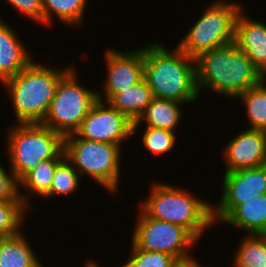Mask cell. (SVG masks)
<instances>
[{
  "instance_id": "cell-26",
  "label": "cell",
  "mask_w": 266,
  "mask_h": 267,
  "mask_svg": "<svg viewBox=\"0 0 266 267\" xmlns=\"http://www.w3.org/2000/svg\"><path fill=\"white\" fill-rule=\"evenodd\" d=\"M131 253L128 261L121 267H175L179 261L172 255L164 252L145 251L131 244Z\"/></svg>"
},
{
  "instance_id": "cell-11",
  "label": "cell",
  "mask_w": 266,
  "mask_h": 267,
  "mask_svg": "<svg viewBox=\"0 0 266 267\" xmlns=\"http://www.w3.org/2000/svg\"><path fill=\"white\" fill-rule=\"evenodd\" d=\"M75 133L83 139L121 146L132 137L133 122L108 102L98 99Z\"/></svg>"
},
{
  "instance_id": "cell-9",
  "label": "cell",
  "mask_w": 266,
  "mask_h": 267,
  "mask_svg": "<svg viewBox=\"0 0 266 267\" xmlns=\"http://www.w3.org/2000/svg\"><path fill=\"white\" fill-rule=\"evenodd\" d=\"M131 242L145 251L164 252L179 262L194 258L189 253L198 240L184 227L147 217L139 210Z\"/></svg>"
},
{
  "instance_id": "cell-19",
  "label": "cell",
  "mask_w": 266,
  "mask_h": 267,
  "mask_svg": "<svg viewBox=\"0 0 266 267\" xmlns=\"http://www.w3.org/2000/svg\"><path fill=\"white\" fill-rule=\"evenodd\" d=\"M153 94L145 79L124 91L116 93L108 103L132 122H136L151 103Z\"/></svg>"
},
{
  "instance_id": "cell-29",
  "label": "cell",
  "mask_w": 266,
  "mask_h": 267,
  "mask_svg": "<svg viewBox=\"0 0 266 267\" xmlns=\"http://www.w3.org/2000/svg\"><path fill=\"white\" fill-rule=\"evenodd\" d=\"M7 3L16 11L21 13L23 16H27L31 20L44 24V9L43 0H5Z\"/></svg>"
},
{
  "instance_id": "cell-16",
  "label": "cell",
  "mask_w": 266,
  "mask_h": 267,
  "mask_svg": "<svg viewBox=\"0 0 266 267\" xmlns=\"http://www.w3.org/2000/svg\"><path fill=\"white\" fill-rule=\"evenodd\" d=\"M222 223L242 229L246 234H266V194L239 205Z\"/></svg>"
},
{
  "instance_id": "cell-23",
  "label": "cell",
  "mask_w": 266,
  "mask_h": 267,
  "mask_svg": "<svg viewBox=\"0 0 266 267\" xmlns=\"http://www.w3.org/2000/svg\"><path fill=\"white\" fill-rule=\"evenodd\" d=\"M243 102L246 108L250 127L266 131V77L256 86L241 93L236 99Z\"/></svg>"
},
{
  "instance_id": "cell-24",
  "label": "cell",
  "mask_w": 266,
  "mask_h": 267,
  "mask_svg": "<svg viewBox=\"0 0 266 267\" xmlns=\"http://www.w3.org/2000/svg\"><path fill=\"white\" fill-rule=\"evenodd\" d=\"M80 174L72 166V164L64 158L55 169V173L52 179V184L49 192L43 198H53L57 195H66L73 193L78 190L81 179ZM80 181V182H79Z\"/></svg>"
},
{
  "instance_id": "cell-5",
  "label": "cell",
  "mask_w": 266,
  "mask_h": 267,
  "mask_svg": "<svg viewBox=\"0 0 266 267\" xmlns=\"http://www.w3.org/2000/svg\"><path fill=\"white\" fill-rule=\"evenodd\" d=\"M7 133L9 167L18 182L40 162L65 158L64 137L40 123H16Z\"/></svg>"
},
{
  "instance_id": "cell-8",
  "label": "cell",
  "mask_w": 266,
  "mask_h": 267,
  "mask_svg": "<svg viewBox=\"0 0 266 267\" xmlns=\"http://www.w3.org/2000/svg\"><path fill=\"white\" fill-rule=\"evenodd\" d=\"M73 66L60 80L49 109L40 123L63 137L75 133L93 104L98 100L95 89L80 85Z\"/></svg>"
},
{
  "instance_id": "cell-17",
  "label": "cell",
  "mask_w": 266,
  "mask_h": 267,
  "mask_svg": "<svg viewBox=\"0 0 266 267\" xmlns=\"http://www.w3.org/2000/svg\"><path fill=\"white\" fill-rule=\"evenodd\" d=\"M28 240L23 230L0 237V267H44Z\"/></svg>"
},
{
  "instance_id": "cell-21",
  "label": "cell",
  "mask_w": 266,
  "mask_h": 267,
  "mask_svg": "<svg viewBox=\"0 0 266 267\" xmlns=\"http://www.w3.org/2000/svg\"><path fill=\"white\" fill-rule=\"evenodd\" d=\"M87 2L88 0H43L44 25L52 26L53 17H58L60 22L69 27H79L84 21Z\"/></svg>"
},
{
  "instance_id": "cell-30",
  "label": "cell",
  "mask_w": 266,
  "mask_h": 267,
  "mask_svg": "<svg viewBox=\"0 0 266 267\" xmlns=\"http://www.w3.org/2000/svg\"><path fill=\"white\" fill-rule=\"evenodd\" d=\"M175 267H204L196 258L179 262Z\"/></svg>"
},
{
  "instance_id": "cell-3",
  "label": "cell",
  "mask_w": 266,
  "mask_h": 267,
  "mask_svg": "<svg viewBox=\"0 0 266 267\" xmlns=\"http://www.w3.org/2000/svg\"><path fill=\"white\" fill-rule=\"evenodd\" d=\"M149 189V197L139 203L147 217L180 225L198 241L206 229L214 225L213 205L193 192L158 181Z\"/></svg>"
},
{
  "instance_id": "cell-4",
  "label": "cell",
  "mask_w": 266,
  "mask_h": 267,
  "mask_svg": "<svg viewBox=\"0 0 266 267\" xmlns=\"http://www.w3.org/2000/svg\"><path fill=\"white\" fill-rule=\"evenodd\" d=\"M73 67L52 69L32 61L2 82L14 106L17 124L41 123L56 93L59 80Z\"/></svg>"
},
{
  "instance_id": "cell-7",
  "label": "cell",
  "mask_w": 266,
  "mask_h": 267,
  "mask_svg": "<svg viewBox=\"0 0 266 267\" xmlns=\"http://www.w3.org/2000/svg\"><path fill=\"white\" fill-rule=\"evenodd\" d=\"M241 3H211L177 45L189 57L235 42L236 18Z\"/></svg>"
},
{
  "instance_id": "cell-28",
  "label": "cell",
  "mask_w": 266,
  "mask_h": 267,
  "mask_svg": "<svg viewBox=\"0 0 266 267\" xmlns=\"http://www.w3.org/2000/svg\"><path fill=\"white\" fill-rule=\"evenodd\" d=\"M0 164V202L23 201L19 196V182L14 173Z\"/></svg>"
},
{
  "instance_id": "cell-20",
  "label": "cell",
  "mask_w": 266,
  "mask_h": 267,
  "mask_svg": "<svg viewBox=\"0 0 266 267\" xmlns=\"http://www.w3.org/2000/svg\"><path fill=\"white\" fill-rule=\"evenodd\" d=\"M63 159H48L40 162L33 170L29 171L20 181H19V196L23 202L30 206L29 200L32 194L35 196L44 197L50 190L52 179L55 173L56 166ZM21 188H26L25 193L22 194ZM32 193V194H31Z\"/></svg>"
},
{
  "instance_id": "cell-15",
  "label": "cell",
  "mask_w": 266,
  "mask_h": 267,
  "mask_svg": "<svg viewBox=\"0 0 266 267\" xmlns=\"http://www.w3.org/2000/svg\"><path fill=\"white\" fill-rule=\"evenodd\" d=\"M15 30L0 18V83L15 76L32 61L27 46Z\"/></svg>"
},
{
  "instance_id": "cell-27",
  "label": "cell",
  "mask_w": 266,
  "mask_h": 267,
  "mask_svg": "<svg viewBox=\"0 0 266 267\" xmlns=\"http://www.w3.org/2000/svg\"><path fill=\"white\" fill-rule=\"evenodd\" d=\"M142 137L143 147L156 155L165 154L174 149L176 134L173 131L157 128L145 127Z\"/></svg>"
},
{
  "instance_id": "cell-32",
  "label": "cell",
  "mask_w": 266,
  "mask_h": 267,
  "mask_svg": "<svg viewBox=\"0 0 266 267\" xmlns=\"http://www.w3.org/2000/svg\"><path fill=\"white\" fill-rule=\"evenodd\" d=\"M214 3H227V1L226 0L225 1L224 0H216V1L214 0Z\"/></svg>"
},
{
  "instance_id": "cell-25",
  "label": "cell",
  "mask_w": 266,
  "mask_h": 267,
  "mask_svg": "<svg viewBox=\"0 0 266 267\" xmlns=\"http://www.w3.org/2000/svg\"><path fill=\"white\" fill-rule=\"evenodd\" d=\"M28 206L23 201L0 202V237L21 232Z\"/></svg>"
},
{
  "instance_id": "cell-12",
  "label": "cell",
  "mask_w": 266,
  "mask_h": 267,
  "mask_svg": "<svg viewBox=\"0 0 266 267\" xmlns=\"http://www.w3.org/2000/svg\"><path fill=\"white\" fill-rule=\"evenodd\" d=\"M104 58L108 73L103 90L97 92L99 100L108 102L116 93L144 79V46L127 51L109 48Z\"/></svg>"
},
{
  "instance_id": "cell-22",
  "label": "cell",
  "mask_w": 266,
  "mask_h": 267,
  "mask_svg": "<svg viewBox=\"0 0 266 267\" xmlns=\"http://www.w3.org/2000/svg\"><path fill=\"white\" fill-rule=\"evenodd\" d=\"M236 249L233 267H266V234H246Z\"/></svg>"
},
{
  "instance_id": "cell-10",
  "label": "cell",
  "mask_w": 266,
  "mask_h": 267,
  "mask_svg": "<svg viewBox=\"0 0 266 267\" xmlns=\"http://www.w3.org/2000/svg\"><path fill=\"white\" fill-rule=\"evenodd\" d=\"M222 193L213 204V222L222 223L239 205L266 194V164L257 168L223 172ZM220 201V202H219Z\"/></svg>"
},
{
  "instance_id": "cell-31",
  "label": "cell",
  "mask_w": 266,
  "mask_h": 267,
  "mask_svg": "<svg viewBox=\"0 0 266 267\" xmlns=\"http://www.w3.org/2000/svg\"><path fill=\"white\" fill-rule=\"evenodd\" d=\"M84 266L85 267H101L98 265V263L95 262V260H90V259L88 262H86V264Z\"/></svg>"
},
{
  "instance_id": "cell-2",
  "label": "cell",
  "mask_w": 266,
  "mask_h": 267,
  "mask_svg": "<svg viewBox=\"0 0 266 267\" xmlns=\"http://www.w3.org/2000/svg\"><path fill=\"white\" fill-rule=\"evenodd\" d=\"M195 64L199 94L207 88L236 99L265 78L235 42L200 54Z\"/></svg>"
},
{
  "instance_id": "cell-14",
  "label": "cell",
  "mask_w": 266,
  "mask_h": 267,
  "mask_svg": "<svg viewBox=\"0 0 266 267\" xmlns=\"http://www.w3.org/2000/svg\"><path fill=\"white\" fill-rule=\"evenodd\" d=\"M243 11L236 18L235 43L266 77V24L250 19Z\"/></svg>"
},
{
  "instance_id": "cell-18",
  "label": "cell",
  "mask_w": 266,
  "mask_h": 267,
  "mask_svg": "<svg viewBox=\"0 0 266 267\" xmlns=\"http://www.w3.org/2000/svg\"><path fill=\"white\" fill-rule=\"evenodd\" d=\"M182 104L184 103L153 98L139 119L133 122V134L138 131L137 128L143 121L146 122V127H157L175 132L182 118Z\"/></svg>"
},
{
  "instance_id": "cell-6",
  "label": "cell",
  "mask_w": 266,
  "mask_h": 267,
  "mask_svg": "<svg viewBox=\"0 0 266 267\" xmlns=\"http://www.w3.org/2000/svg\"><path fill=\"white\" fill-rule=\"evenodd\" d=\"M121 150L120 145L83 139L76 133L64 137L65 158L80 177L88 175L111 194L119 191Z\"/></svg>"
},
{
  "instance_id": "cell-1",
  "label": "cell",
  "mask_w": 266,
  "mask_h": 267,
  "mask_svg": "<svg viewBox=\"0 0 266 267\" xmlns=\"http://www.w3.org/2000/svg\"><path fill=\"white\" fill-rule=\"evenodd\" d=\"M144 79L154 98L188 104L200 97L195 59L178 46L170 51L161 41L145 45Z\"/></svg>"
},
{
  "instance_id": "cell-13",
  "label": "cell",
  "mask_w": 266,
  "mask_h": 267,
  "mask_svg": "<svg viewBox=\"0 0 266 267\" xmlns=\"http://www.w3.org/2000/svg\"><path fill=\"white\" fill-rule=\"evenodd\" d=\"M245 128L221 151L223 162L227 164L224 172L257 168L266 164V131Z\"/></svg>"
}]
</instances>
